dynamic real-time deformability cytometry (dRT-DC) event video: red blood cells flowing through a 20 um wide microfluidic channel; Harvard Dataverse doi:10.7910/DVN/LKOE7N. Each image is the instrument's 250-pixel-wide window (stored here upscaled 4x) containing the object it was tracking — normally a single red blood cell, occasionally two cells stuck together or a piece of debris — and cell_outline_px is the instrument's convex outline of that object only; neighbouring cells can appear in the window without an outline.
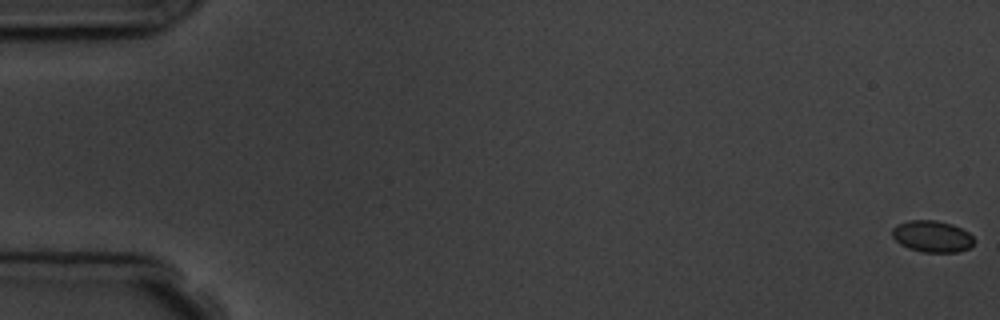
{"species": "common noctule bat (a hibernating species)", "species_latin": "Nyctalus noctula", "temperature_condition": "room temperature", "stored_images_in_passage": 6, "camera_frame_rate_fps": 3000, "um_per_image_px": 0.085, "animal": {"sex": "male", "body_mass_g": 19.5, "forearm_length_mm": 54.6}, "frame": {"image": 1, "passage_image": 1, "time_ms": 0.0, "image_size_px": [1000, 320], "cell_outline_px": [[976, 240], [968, 248], [956, 252], [924, 252], [908, 248], [900, 244], [892, 236], [892, 228], [896, 224], [908, 220], [936, 220], [952, 224], [968, 232]], "centroid_in_image_um": [79.21, 20.08], "position_along_channel_um": 5.8, "area_um2": 15.09}}
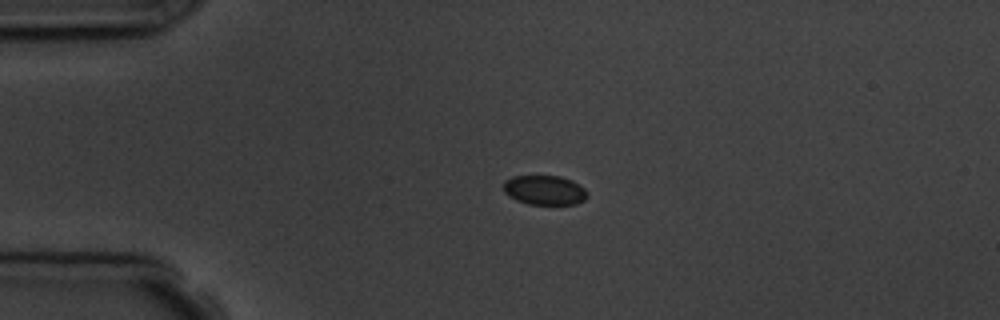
{"frame": {"image": 2, "passage_image": 5, "time_ms": 4.333, "image_size_px": [1000, 320], "cell_outline_px": [[588, 196], [584, 200], [576, 204], [528, 204], [516, 200], [508, 196], [504, 192], [504, 180], [512, 176], [560, 176], [572, 180], [584, 188], [588, 192]], "centroid_in_image_um": [46.28, 16.16], "position_along_channel_um": 38.7, "area_um2": 14.51}}
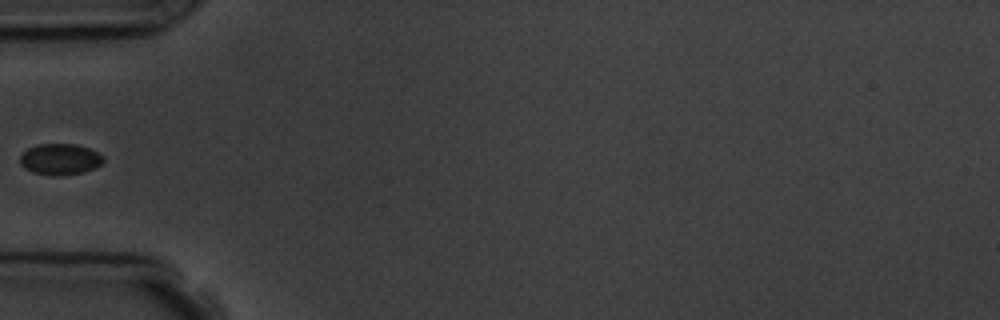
{"frame": {"image": 3, "passage_image": 6, "time_ms": 6.333, "image_size_px": [1000, 320], "cell_outline_px": [[104, 160], [100, 164], [92, 168], [80, 172], [56, 176], [52, 176], [32, 172], [24, 168], [20, 164], [20, 156], [28, 148], [36, 144], [76, 144], [88, 148], [104, 156]], "centroid_in_image_um": [5.06, 13.53], "position_along_channel_um": 79.9, "area_um2": 14.97}}